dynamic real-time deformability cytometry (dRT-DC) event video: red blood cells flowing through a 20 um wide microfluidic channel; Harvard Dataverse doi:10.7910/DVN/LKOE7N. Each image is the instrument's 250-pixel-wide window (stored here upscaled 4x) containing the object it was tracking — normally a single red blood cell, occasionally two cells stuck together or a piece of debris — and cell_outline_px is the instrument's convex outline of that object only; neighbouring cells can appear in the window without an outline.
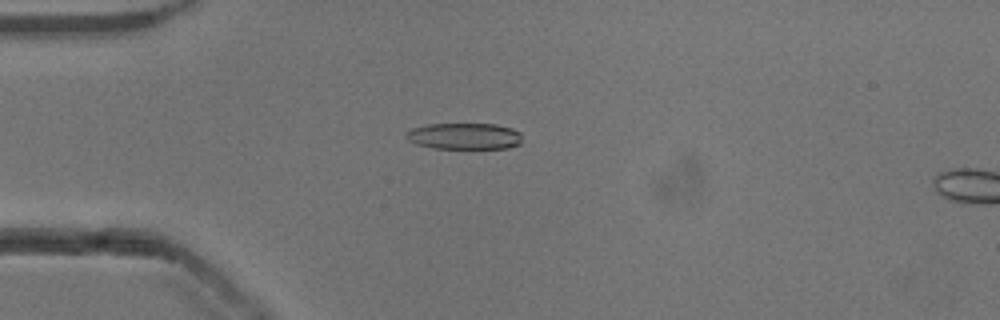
{"species": "common noctule bat (a hibernating species)", "species_latin": "Nyctalus noctula", "temperature_condition": "cold", "stored_images_in_passage": 9, "camera_frame_rate_fps": 3000, "um_per_image_px": 0.085, "animal": {"sex": "male", "body_mass_g": 13.3}, "frame": {"image": 1, "passage_image": 6, "time_ms": 1.667, "image_size_px": [1000, 320], "cell_outline_px": [[520, 144], [508, 148], [432, 148], [416, 144], [408, 140], [404, 136], [412, 128], [428, 124], [496, 124], [512, 128], [520, 132]], "centroid_in_image_um": [39.46, 11.57], "position_along_channel_um": 45.5, "area_um2": 17.8}}